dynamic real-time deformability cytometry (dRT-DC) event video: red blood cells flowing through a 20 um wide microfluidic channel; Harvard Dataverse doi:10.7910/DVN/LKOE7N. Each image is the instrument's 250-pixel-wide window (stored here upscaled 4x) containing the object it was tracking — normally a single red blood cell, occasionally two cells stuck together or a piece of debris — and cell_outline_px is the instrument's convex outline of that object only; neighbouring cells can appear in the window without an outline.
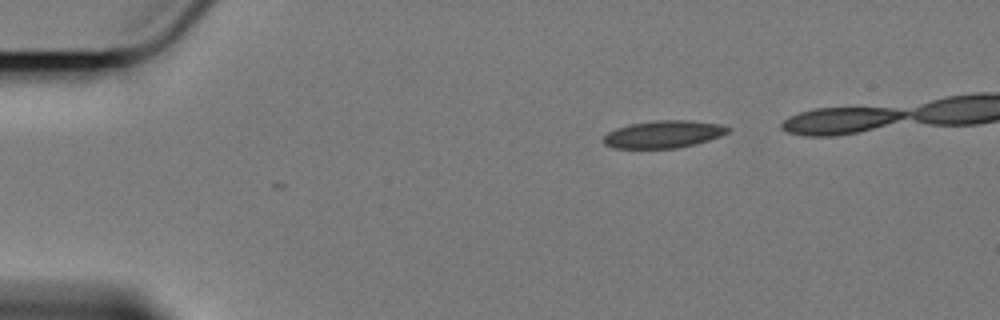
{"species": "Egyptian fruit bat (a non-hibernating species)", "species_latin": "Rousettus aegyptiacus", "temperature_condition": "cold", "stored_images_in_passage": 42, "camera_frame_rate_fps": 3000, "um_per_image_px": 0.085, "animal": {"sex": "female"}, "frame": {"image": 1, "passage_image": 1, "time_ms": 0.0, "image_size_px": [1000, 320], "cell_outline_px": [[732, 132], [708, 140], [676, 148], [612, 148], [604, 144], [604, 136], [608, 132], [616, 128], [628, 124], [656, 120], [692, 120], [720, 124], [732, 128]], "centroid_in_image_um": [56.42, 11.4], "position_along_channel_um": 28.6, "area_um2": 19.94}}
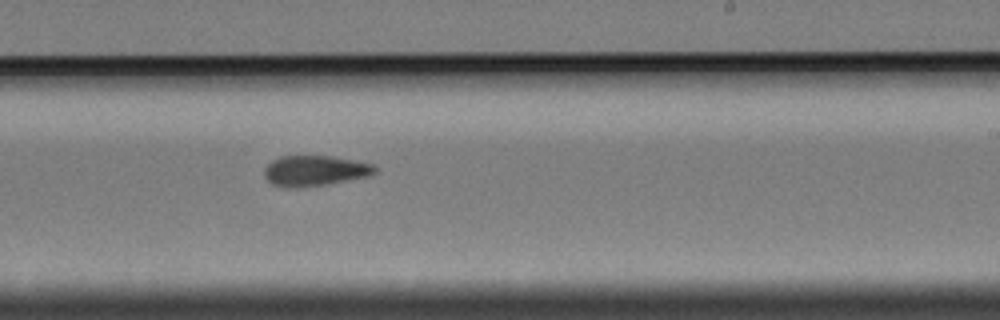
{"frame": {"image": 2, "passage_image": 27, "time_ms": 8.667, "image_size_px": [1000, 320], "cell_outline_px": [[376, 172], [368, 176], [328, 184], [300, 188], [288, 188], [272, 184], [264, 176], [264, 168], [272, 160], [280, 156], [332, 156], [372, 164], [376, 168]], "centroid_in_image_um": [26.72, 14.52], "position_along_channel_um": 262.3, "area_um2": 19.65}}
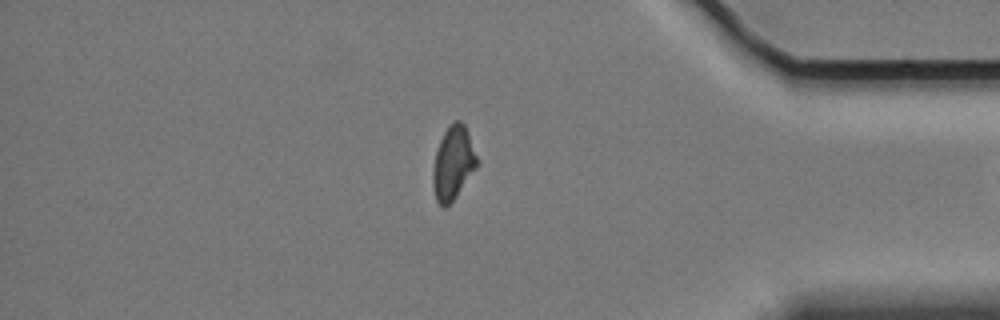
{"frame": {"image": 3, "passage_image": 41, "time_ms": 13.333, "image_size_px": [1000, 320], "cell_outline_px": [[480, 164], [456, 196], [444, 208], [436, 200], [432, 184], [432, 172], [436, 152], [440, 140], [444, 132], [456, 120], [460, 120], [464, 124], [480, 160]], "centroid_in_image_um": [38.54, 13.86], "position_along_channel_um": 396.7, "area_um2": 18.9}}